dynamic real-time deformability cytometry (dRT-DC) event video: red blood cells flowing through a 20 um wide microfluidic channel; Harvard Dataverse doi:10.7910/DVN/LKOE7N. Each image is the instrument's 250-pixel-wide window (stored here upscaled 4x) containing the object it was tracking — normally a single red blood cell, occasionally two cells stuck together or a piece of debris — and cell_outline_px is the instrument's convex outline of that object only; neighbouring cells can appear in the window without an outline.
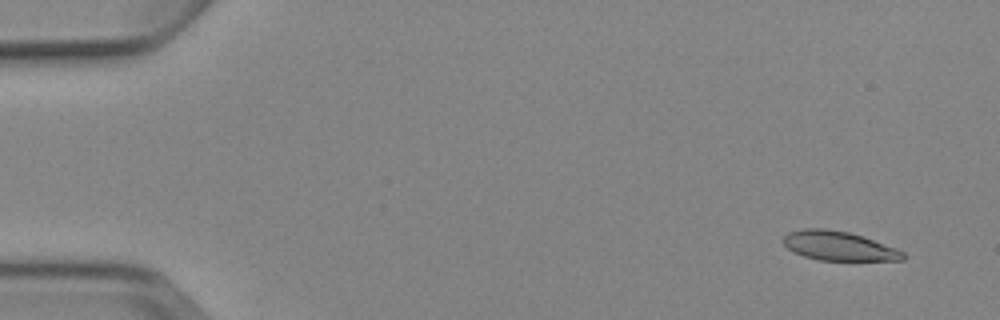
{"species": "Egyptian fruit bat (a non-hibernating species)", "species_latin": "Rousettus aegyptiacus", "temperature_condition": "cold", "stored_images_in_passage": 8, "camera_frame_rate_fps": 3000, "um_per_image_px": 0.085, "animal": {"sex": "female"}, "frame": {"image": 1, "passage_image": 1, "time_ms": 0.0, "image_size_px": [1000, 320], "cell_outline_px": [[904, 260], [820, 260], [804, 256], [788, 248], [784, 244], [784, 236], [788, 232], [804, 228], [824, 228], [848, 232], [896, 248], [904, 252]], "centroid_in_image_um": [71.27, 20.9], "position_along_channel_um": 13.7, "area_um2": 20.0}}
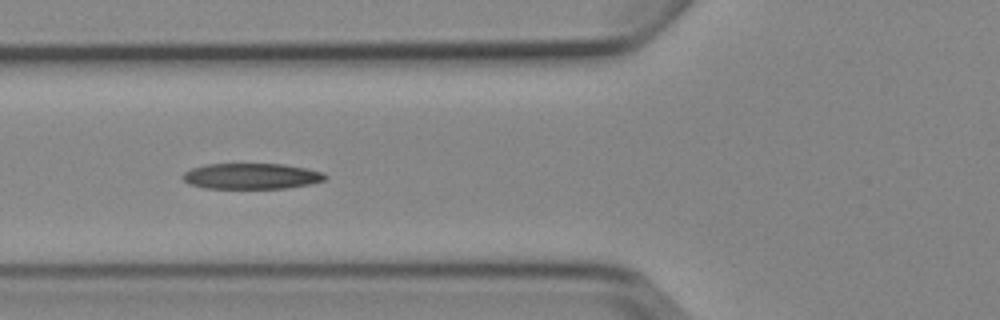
{"frame": {"image": 2, "passage_image": 6, "time_ms": 5.667, "image_size_px": [1000, 320], "cell_outline_px": [[328, 176], [324, 180], [312, 184], [284, 188], [204, 188], [188, 184], [180, 176], [184, 172], [192, 168], [204, 164], [284, 164], [324, 172]], "centroid_in_image_um": [21.35, 14.97], "position_along_channel_um": 104.4, "area_um2": 21.5}}
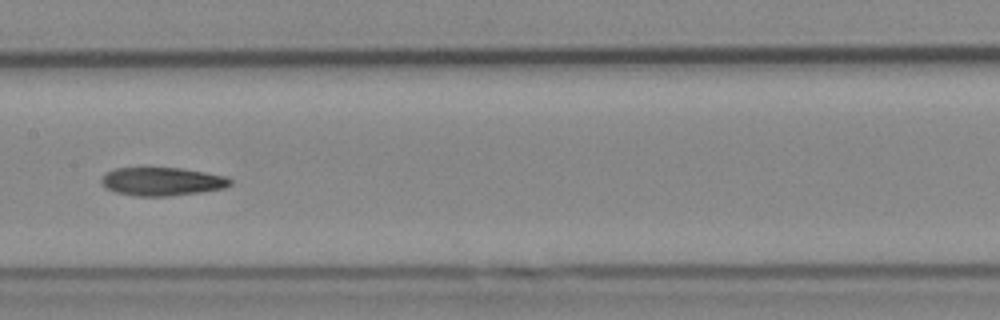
{"frame": {"image": 3, "passage_image": 8, "time_ms": 8.0, "image_size_px": [1000, 320], "cell_outline_px": [[232, 184], [224, 188], [200, 192], [168, 196], [136, 196], [116, 192], [104, 188], [100, 184], [100, 180], [108, 172], [116, 168], [180, 168], [228, 176], [232, 180]], "centroid_in_image_um": [13.78, 15.43], "position_along_channel_um": 193.6, "area_um2": 21.27}}